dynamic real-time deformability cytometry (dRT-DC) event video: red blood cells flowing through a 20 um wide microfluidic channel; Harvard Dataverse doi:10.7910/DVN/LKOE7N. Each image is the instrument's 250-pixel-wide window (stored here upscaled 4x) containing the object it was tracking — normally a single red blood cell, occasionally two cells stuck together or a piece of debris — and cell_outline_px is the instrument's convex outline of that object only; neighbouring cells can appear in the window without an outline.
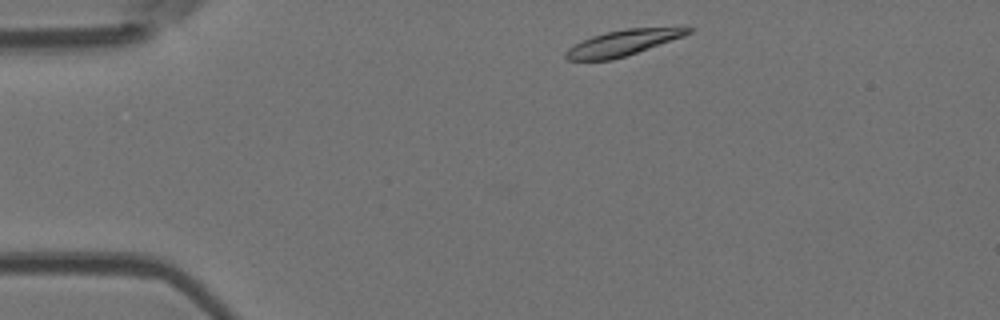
{"species": "Egyptian fruit bat (a non-hibernating species)", "species_latin": "Rousettus aegyptiacus", "temperature_condition": "room temperature", "stored_images_in_passage": 3, "camera_frame_rate_fps": 3000, "um_per_image_px": 0.085, "animal": {"sex": "female"}, "frame": {"image": 1, "passage_image": 1, "time_ms": 0.0, "image_size_px": [1000, 320], "cell_outline_px": [[692, 32], [684, 36], [612, 60], [568, 60], [564, 56], [564, 52], [568, 48], [592, 36], [608, 32], [628, 28], [680, 24], [684, 24], [692, 28]], "centroid_in_image_um": [53.09, 3.58], "position_along_channel_um": 31.9, "area_um2": 18.73}}
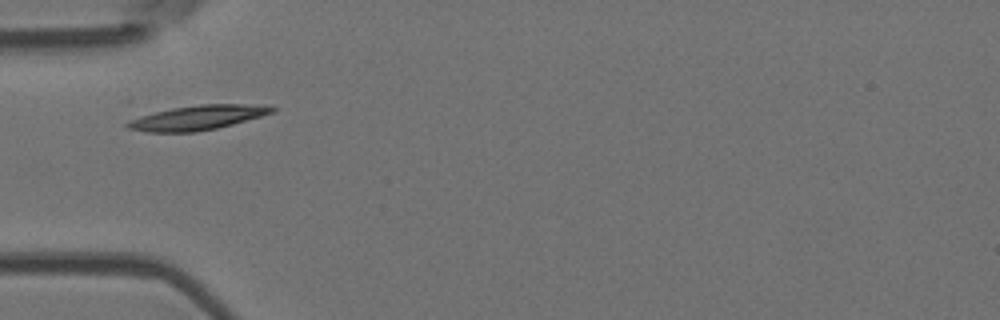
{"frame": {"image": 2, "passage_image": 3, "time_ms": 2.333, "image_size_px": [1000, 320], "cell_outline_px": [[280, 108], [272, 112], [260, 116], [232, 124], [216, 128], [196, 132], [148, 132], [128, 128], [124, 124], [128, 120], [140, 116], [172, 108], [200, 104], [244, 104]], "centroid_in_image_um": [16.74, 10.0], "position_along_channel_um": 68.3, "area_um2": 20.35}}